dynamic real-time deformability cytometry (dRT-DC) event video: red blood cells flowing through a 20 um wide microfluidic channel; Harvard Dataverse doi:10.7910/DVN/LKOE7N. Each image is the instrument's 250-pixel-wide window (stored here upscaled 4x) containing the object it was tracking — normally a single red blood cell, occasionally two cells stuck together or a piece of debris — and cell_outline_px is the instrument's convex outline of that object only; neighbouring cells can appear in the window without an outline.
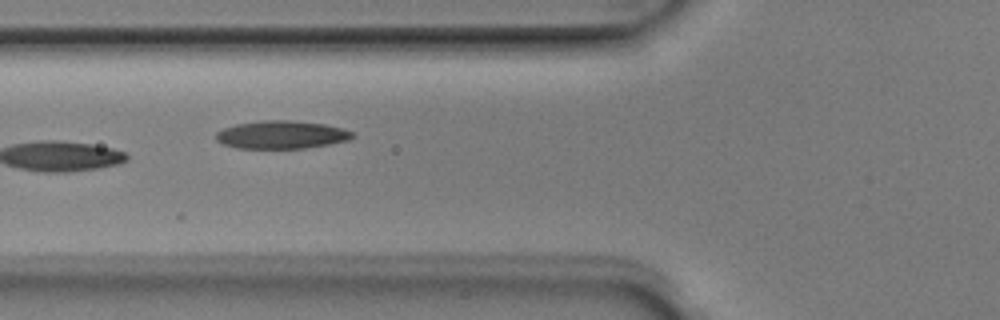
{"species": "Egyptian fruit bat (a non-hibernating species)", "species_latin": "Rousettus aegyptiacus", "temperature_condition": "room temperature", "stored_images_in_passage": 5, "camera_frame_rate_fps": 3000, "um_per_image_px": 0.085, "animal": {"sex": "male"}, "frame": {"image": 1, "passage_image": 3, "time_ms": 0.667, "image_size_px": [1000, 320], "cell_outline_px": [[356, 136], [348, 140], [328, 144], [304, 148], [236, 148], [220, 144], [216, 140], [216, 132], [224, 128], [236, 124], [264, 120], [292, 120], [324, 124], [344, 128], [352, 132]], "centroid_in_image_um": [23.91, 11.45], "position_along_channel_um": 101.9, "area_um2": 22.31}}
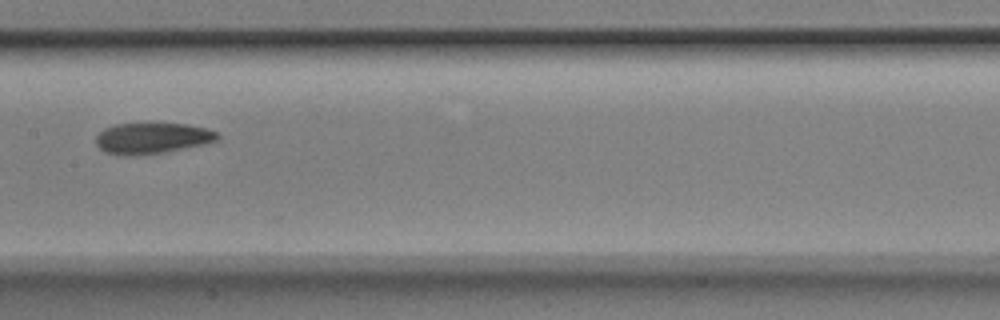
{"frame": {"image": 2, "passage_image": 5, "time_ms": 1.333, "image_size_px": [1000, 320], "cell_outline_px": [[220, 136], [216, 140], [204, 144], [164, 152], [132, 156], [120, 156], [104, 152], [96, 144], [96, 136], [104, 128], [116, 124], [188, 124], [208, 128], [216, 132]], "centroid_in_image_um": [12.91, 11.76], "position_along_channel_um": 194.5, "area_um2": 21.91}}